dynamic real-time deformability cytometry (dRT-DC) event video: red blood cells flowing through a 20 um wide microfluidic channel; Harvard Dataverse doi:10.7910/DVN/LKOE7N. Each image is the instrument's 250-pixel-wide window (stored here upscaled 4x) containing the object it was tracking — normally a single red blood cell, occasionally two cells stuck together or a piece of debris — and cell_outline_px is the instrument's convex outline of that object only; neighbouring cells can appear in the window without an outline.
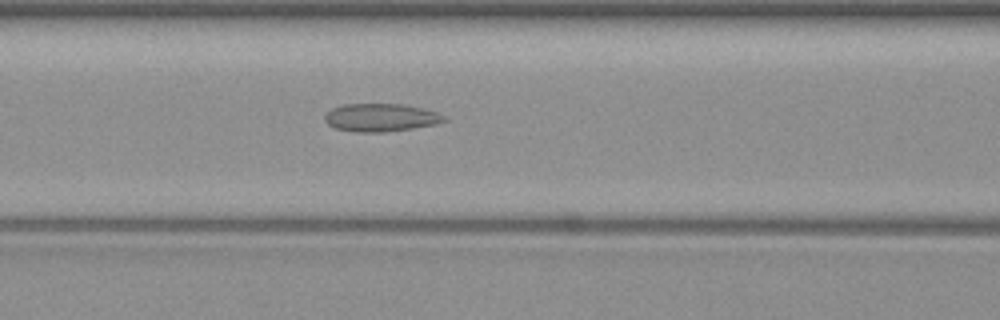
{"species": "common noctule bat (a hibernating species)", "species_latin": "Nyctalus noctula", "temperature_condition": "warm", "stored_images_in_passage": 54, "camera_frame_rate_fps": 3000, "um_per_image_px": 0.085, "animal": {"sex": "female", "body_mass_g": 19.3, "forearm_length_mm": 54.1}, "frame": {"image": 1, "passage_image": 21, "time_ms": 6.667, "image_size_px": [1000, 320], "cell_outline_px": [[448, 120], [436, 124], [412, 128], [384, 132], [356, 132], [336, 128], [328, 124], [324, 120], [324, 116], [332, 108], [344, 104], [404, 104], [436, 112], [444, 116]], "centroid_in_image_um": [32.35, 9.99], "position_along_channel_um": 134.2, "area_um2": 19.31}}
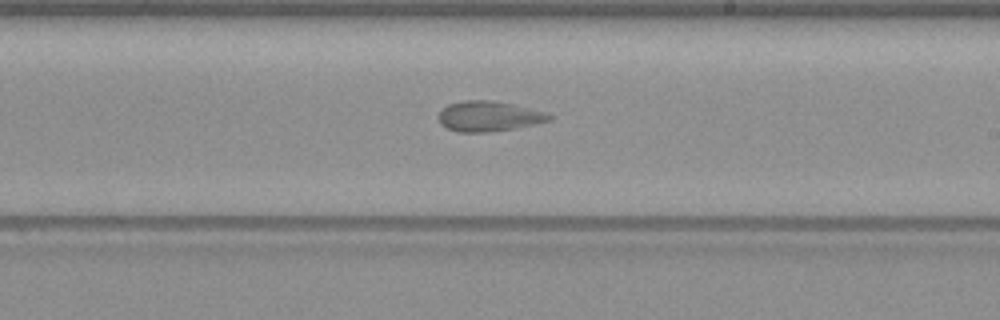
{"frame": {"image": 2, "passage_image": 30, "time_ms": 9.667, "image_size_px": [1000, 320], "cell_outline_px": [[552, 120], [516, 128], [488, 132], [460, 132], [448, 128], [440, 124], [440, 112], [448, 104], [460, 100], [492, 100], [512, 104], [544, 112], [552, 116]], "centroid_in_image_um": [41.54, 9.88], "position_along_channel_um": 247.5, "area_um2": 19.31}}
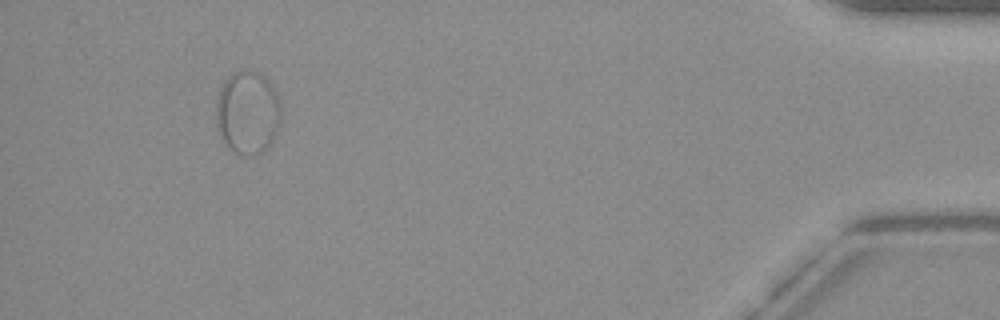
{"frame": {"image": 3, "passage_image": 49, "time_ms": 16.0, "image_size_px": [1000, 320], "cell_outline_px": [[280, 120], [272, 140], [260, 152], [252, 156], [236, 152], [228, 148], [224, 144], [220, 136], [216, 124], [216, 104], [220, 88], [224, 80], [232, 72], [252, 68], [264, 76], [268, 80], [280, 100]], "centroid_in_image_um": [21.02, 9.52], "position_along_channel_um": 414.2, "area_um2": 31.56}}